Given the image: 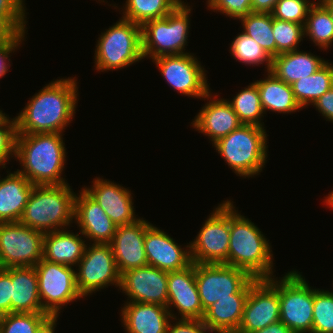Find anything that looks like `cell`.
<instances>
[{
  "instance_id": "cell-50",
  "label": "cell",
  "mask_w": 333,
  "mask_h": 333,
  "mask_svg": "<svg viewBox=\"0 0 333 333\" xmlns=\"http://www.w3.org/2000/svg\"><path fill=\"white\" fill-rule=\"evenodd\" d=\"M253 333H294V332L290 328H288L285 324H283L281 321H278Z\"/></svg>"
},
{
  "instance_id": "cell-51",
  "label": "cell",
  "mask_w": 333,
  "mask_h": 333,
  "mask_svg": "<svg viewBox=\"0 0 333 333\" xmlns=\"http://www.w3.org/2000/svg\"><path fill=\"white\" fill-rule=\"evenodd\" d=\"M330 12L333 20V0H319Z\"/></svg>"
},
{
  "instance_id": "cell-15",
  "label": "cell",
  "mask_w": 333,
  "mask_h": 333,
  "mask_svg": "<svg viewBox=\"0 0 333 333\" xmlns=\"http://www.w3.org/2000/svg\"><path fill=\"white\" fill-rule=\"evenodd\" d=\"M280 321L279 280L255 279L249 289L241 324L236 333H253Z\"/></svg>"
},
{
  "instance_id": "cell-24",
  "label": "cell",
  "mask_w": 333,
  "mask_h": 333,
  "mask_svg": "<svg viewBox=\"0 0 333 333\" xmlns=\"http://www.w3.org/2000/svg\"><path fill=\"white\" fill-rule=\"evenodd\" d=\"M81 232L63 229L44 233L43 257L46 261L76 267L84 255L86 240Z\"/></svg>"
},
{
  "instance_id": "cell-53",
  "label": "cell",
  "mask_w": 333,
  "mask_h": 333,
  "mask_svg": "<svg viewBox=\"0 0 333 333\" xmlns=\"http://www.w3.org/2000/svg\"><path fill=\"white\" fill-rule=\"evenodd\" d=\"M5 268H4V265H3V263H2V260H1V256H0V271H2V270H4Z\"/></svg>"
},
{
  "instance_id": "cell-40",
  "label": "cell",
  "mask_w": 333,
  "mask_h": 333,
  "mask_svg": "<svg viewBox=\"0 0 333 333\" xmlns=\"http://www.w3.org/2000/svg\"><path fill=\"white\" fill-rule=\"evenodd\" d=\"M17 137L16 118H10L4 114L0 118V167L5 165L11 158H15Z\"/></svg>"
},
{
  "instance_id": "cell-20",
  "label": "cell",
  "mask_w": 333,
  "mask_h": 333,
  "mask_svg": "<svg viewBox=\"0 0 333 333\" xmlns=\"http://www.w3.org/2000/svg\"><path fill=\"white\" fill-rule=\"evenodd\" d=\"M151 225L143 217L128 225H119L110 243L120 274L148 265L144 237Z\"/></svg>"
},
{
  "instance_id": "cell-28",
  "label": "cell",
  "mask_w": 333,
  "mask_h": 333,
  "mask_svg": "<svg viewBox=\"0 0 333 333\" xmlns=\"http://www.w3.org/2000/svg\"><path fill=\"white\" fill-rule=\"evenodd\" d=\"M248 294L219 299L204 312L203 322L216 333H236L241 324Z\"/></svg>"
},
{
  "instance_id": "cell-19",
  "label": "cell",
  "mask_w": 333,
  "mask_h": 333,
  "mask_svg": "<svg viewBox=\"0 0 333 333\" xmlns=\"http://www.w3.org/2000/svg\"><path fill=\"white\" fill-rule=\"evenodd\" d=\"M91 187L83 189L100 205L116 226L134 223L136 217L131 189L104 178L96 177Z\"/></svg>"
},
{
  "instance_id": "cell-33",
  "label": "cell",
  "mask_w": 333,
  "mask_h": 333,
  "mask_svg": "<svg viewBox=\"0 0 333 333\" xmlns=\"http://www.w3.org/2000/svg\"><path fill=\"white\" fill-rule=\"evenodd\" d=\"M233 110L238 115L239 121L245 125H256L264 127L260 94L257 84L252 82L244 89L240 90L232 100H228Z\"/></svg>"
},
{
  "instance_id": "cell-8",
  "label": "cell",
  "mask_w": 333,
  "mask_h": 333,
  "mask_svg": "<svg viewBox=\"0 0 333 333\" xmlns=\"http://www.w3.org/2000/svg\"><path fill=\"white\" fill-rule=\"evenodd\" d=\"M280 321L294 333H311L314 289L299 271L279 277Z\"/></svg>"
},
{
  "instance_id": "cell-36",
  "label": "cell",
  "mask_w": 333,
  "mask_h": 333,
  "mask_svg": "<svg viewBox=\"0 0 333 333\" xmlns=\"http://www.w3.org/2000/svg\"><path fill=\"white\" fill-rule=\"evenodd\" d=\"M272 31L276 43V56L299 49L303 41L304 26L272 17Z\"/></svg>"
},
{
  "instance_id": "cell-7",
  "label": "cell",
  "mask_w": 333,
  "mask_h": 333,
  "mask_svg": "<svg viewBox=\"0 0 333 333\" xmlns=\"http://www.w3.org/2000/svg\"><path fill=\"white\" fill-rule=\"evenodd\" d=\"M99 36L94 55L95 70H118L144 59L140 25L121 17Z\"/></svg>"
},
{
  "instance_id": "cell-32",
  "label": "cell",
  "mask_w": 333,
  "mask_h": 333,
  "mask_svg": "<svg viewBox=\"0 0 333 333\" xmlns=\"http://www.w3.org/2000/svg\"><path fill=\"white\" fill-rule=\"evenodd\" d=\"M182 0H126L122 18L140 26L167 16Z\"/></svg>"
},
{
  "instance_id": "cell-22",
  "label": "cell",
  "mask_w": 333,
  "mask_h": 333,
  "mask_svg": "<svg viewBox=\"0 0 333 333\" xmlns=\"http://www.w3.org/2000/svg\"><path fill=\"white\" fill-rule=\"evenodd\" d=\"M75 196L74 223L93 244H110L117 226L100 205L82 188Z\"/></svg>"
},
{
  "instance_id": "cell-54",
  "label": "cell",
  "mask_w": 333,
  "mask_h": 333,
  "mask_svg": "<svg viewBox=\"0 0 333 333\" xmlns=\"http://www.w3.org/2000/svg\"><path fill=\"white\" fill-rule=\"evenodd\" d=\"M3 111L0 109V118L4 115Z\"/></svg>"
},
{
  "instance_id": "cell-46",
  "label": "cell",
  "mask_w": 333,
  "mask_h": 333,
  "mask_svg": "<svg viewBox=\"0 0 333 333\" xmlns=\"http://www.w3.org/2000/svg\"><path fill=\"white\" fill-rule=\"evenodd\" d=\"M313 106L326 118V121L328 120L333 123V86L329 91L319 97L313 103Z\"/></svg>"
},
{
  "instance_id": "cell-9",
  "label": "cell",
  "mask_w": 333,
  "mask_h": 333,
  "mask_svg": "<svg viewBox=\"0 0 333 333\" xmlns=\"http://www.w3.org/2000/svg\"><path fill=\"white\" fill-rule=\"evenodd\" d=\"M195 279L203 310L219 299L232 298V294H249L256 279L243 269L227 264L195 263Z\"/></svg>"
},
{
  "instance_id": "cell-30",
  "label": "cell",
  "mask_w": 333,
  "mask_h": 333,
  "mask_svg": "<svg viewBox=\"0 0 333 333\" xmlns=\"http://www.w3.org/2000/svg\"><path fill=\"white\" fill-rule=\"evenodd\" d=\"M333 86V63L327 62L317 72L291 84L295 99L301 108L313 105Z\"/></svg>"
},
{
  "instance_id": "cell-38",
  "label": "cell",
  "mask_w": 333,
  "mask_h": 333,
  "mask_svg": "<svg viewBox=\"0 0 333 333\" xmlns=\"http://www.w3.org/2000/svg\"><path fill=\"white\" fill-rule=\"evenodd\" d=\"M49 316L46 312H11L0 316V333H35Z\"/></svg>"
},
{
  "instance_id": "cell-13",
  "label": "cell",
  "mask_w": 333,
  "mask_h": 333,
  "mask_svg": "<svg viewBox=\"0 0 333 333\" xmlns=\"http://www.w3.org/2000/svg\"><path fill=\"white\" fill-rule=\"evenodd\" d=\"M44 233L20 222L0 223V256L4 268L34 267L43 257Z\"/></svg>"
},
{
  "instance_id": "cell-29",
  "label": "cell",
  "mask_w": 333,
  "mask_h": 333,
  "mask_svg": "<svg viewBox=\"0 0 333 333\" xmlns=\"http://www.w3.org/2000/svg\"><path fill=\"white\" fill-rule=\"evenodd\" d=\"M260 94L264 114L267 111L291 114L301 110V106L295 99L291 85L277 79L271 72L267 77L255 80Z\"/></svg>"
},
{
  "instance_id": "cell-45",
  "label": "cell",
  "mask_w": 333,
  "mask_h": 333,
  "mask_svg": "<svg viewBox=\"0 0 333 333\" xmlns=\"http://www.w3.org/2000/svg\"><path fill=\"white\" fill-rule=\"evenodd\" d=\"M26 32H21L12 42L0 46V78L9 72L8 69L11 66L10 53L17 51L21 43L25 41ZM9 58V59H8Z\"/></svg>"
},
{
  "instance_id": "cell-31",
  "label": "cell",
  "mask_w": 333,
  "mask_h": 333,
  "mask_svg": "<svg viewBox=\"0 0 333 333\" xmlns=\"http://www.w3.org/2000/svg\"><path fill=\"white\" fill-rule=\"evenodd\" d=\"M322 50L333 44V20L328 9L318 0L310 7L304 25V37Z\"/></svg>"
},
{
  "instance_id": "cell-42",
  "label": "cell",
  "mask_w": 333,
  "mask_h": 333,
  "mask_svg": "<svg viewBox=\"0 0 333 333\" xmlns=\"http://www.w3.org/2000/svg\"><path fill=\"white\" fill-rule=\"evenodd\" d=\"M25 0H0V14L3 15L20 33L27 32Z\"/></svg>"
},
{
  "instance_id": "cell-16",
  "label": "cell",
  "mask_w": 333,
  "mask_h": 333,
  "mask_svg": "<svg viewBox=\"0 0 333 333\" xmlns=\"http://www.w3.org/2000/svg\"><path fill=\"white\" fill-rule=\"evenodd\" d=\"M119 289L128 296L126 302L151 303L167 307V271L150 265L127 270L121 274Z\"/></svg>"
},
{
  "instance_id": "cell-23",
  "label": "cell",
  "mask_w": 333,
  "mask_h": 333,
  "mask_svg": "<svg viewBox=\"0 0 333 333\" xmlns=\"http://www.w3.org/2000/svg\"><path fill=\"white\" fill-rule=\"evenodd\" d=\"M121 309L126 333H167L172 319L168 308L158 304L126 302Z\"/></svg>"
},
{
  "instance_id": "cell-39",
  "label": "cell",
  "mask_w": 333,
  "mask_h": 333,
  "mask_svg": "<svg viewBox=\"0 0 333 333\" xmlns=\"http://www.w3.org/2000/svg\"><path fill=\"white\" fill-rule=\"evenodd\" d=\"M315 0H278L271 15L273 18L305 25L310 7Z\"/></svg>"
},
{
  "instance_id": "cell-6",
  "label": "cell",
  "mask_w": 333,
  "mask_h": 333,
  "mask_svg": "<svg viewBox=\"0 0 333 333\" xmlns=\"http://www.w3.org/2000/svg\"><path fill=\"white\" fill-rule=\"evenodd\" d=\"M191 6L180 2L167 16L145 22L141 26L142 54L144 58L190 53L188 45Z\"/></svg>"
},
{
  "instance_id": "cell-55",
  "label": "cell",
  "mask_w": 333,
  "mask_h": 333,
  "mask_svg": "<svg viewBox=\"0 0 333 333\" xmlns=\"http://www.w3.org/2000/svg\"><path fill=\"white\" fill-rule=\"evenodd\" d=\"M330 294H332L333 295V291L331 290V292H330V290H327Z\"/></svg>"
},
{
  "instance_id": "cell-52",
  "label": "cell",
  "mask_w": 333,
  "mask_h": 333,
  "mask_svg": "<svg viewBox=\"0 0 333 333\" xmlns=\"http://www.w3.org/2000/svg\"><path fill=\"white\" fill-rule=\"evenodd\" d=\"M324 203L328 208L333 209V190L331 191L330 194H328L326 197H324Z\"/></svg>"
},
{
  "instance_id": "cell-14",
  "label": "cell",
  "mask_w": 333,
  "mask_h": 333,
  "mask_svg": "<svg viewBox=\"0 0 333 333\" xmlns=\"http://www.w3.org/2000/svg\"><path fill=\"white\" fill-rule=\"evenodd\" d=\"M152 62L174 91L193 98H203L210 92L204 66L192 53L161 56Z\"/></svg>"
},
{
  "instance_id": "cell-37",
  "label": "cell",
  "mask_w": 333,
  "mask_h": 333,
  "mask_svg": "<svg viewBox=\"0 0 333 333\" xmlns=\"http://www.w3.org/2000/svg\"><path fill=\"white\" fill-rule=\"evenodd\" d=\"M311 333H333V295L327 290L314 288Z\"/></svg>"
},
{
  "instance_id": "cell-3",
  "label": "cell",
  "mask_w": 333,
  "mask_h": 333,
  "mask_svg": "<svg viewBox=\"0 0 333 333\" xmlns=\"http://www.w3.org/2000/svg\"><path fill=\"white\" fill-rule=\"evenodd\" d=\"M269 240L248 218L238 213L230 200V243L227 265L240 268L256 279H269L273 273V251Z\"/></svg>"
},
{
  "instance_id": "cell-26",
  "label": "cell",
  "mask_w": 333,
  "mask_h": 333,
  "mask_svg": "<svg viewBox=\"0 0 333 333\" xmlns=\"http://www.w3.org/2000/svg\"><path fill=\"white\" fill-rule=\"evenodd\" d=\"M319 57L299 49L282 53L272 58L270 72L277 79L291 85L314 74L329 61Z\"/></svg>"
},
{
  "instance_id": "cell-21",
  "label": "cell",
  "mask_w": 333,
  "mask_h": 333,
  "mask_svg": "<svg viewBox=\"0 0 333 333\" xmlns=\"http://www.w3.org/2000/svg\"><path fill=\"white\" fill-rule=\"evenodd\" d=\"M212 96L211 90L202 99L207 100L200 112L192 120V127L207 136L212 144L238 129L242 123L228 99ZM213 98V99H211ZM210 99V100H209ZM209 100V101H208Z\"/></svg>"
},
{
  "instance_id": "cell-43",
  "label": "cell",
  "mask_w": 333,
  "mask_h": 333,
  "mask_svg": "<svg viewBox=\"0 0 333 333\" xmlns=\"http://www.w3.org/2000/svg\"><path fill=\"white\" fill-rule=\"evenodd\" d=\"M173 322H175V323H173ZM167 333H216V332L212 331L203 322L202 319H175V318H172L171 321L169 322V325L167 328Z\"/></svg>"
},
{
  "instance_id": "cell-12",
  "label": "cell",
  "mask_w": 333,
  "mask_h": 333,
  "mask_svg": "<svg viewBox=\"0 0 333 333\" xmlns=\"http://www.w3.org/2000/svg\"><path fill=\"white\" fill-rule=\"evenodd\" d=\"M76 267V285L83 298L110 285L120 287L121 274L110 244H88Z\"/></svg>"
},
{
  "instance_id": "cell-10",
  "label": "cell",
  "mask_w": 333,
  "mask_h": 333,
  "mask_svg": "<svg viewBox=\"0 0 333 333\" xmlns=\"http://www.w3.org/2000/svg\"><path fill=\"white\" fill-rule=\"evenodd\" d=\"M230 243V200H225L204 221L190 252L192 263L227 264Z\"/></svg>"
},
{
  "instance_id": "cell-49",
  "label": "cell",
  "mask_w": 333,
  "mask_h": 333,
  "mask_svg": "<svg viewBox=\"0 0 333 333\" xmlns=\"http://www.w3.org/2000/svg\"><path fill=\"white\" fill-rule=\"evenodd\" d=\"M59 315H49L36 329L35 333H55Z\"/></svg>"
},
{
  "instance_id": "cell-25",
  "label": "cell",
  "mask_w": 333,
  "mask_h": 333,
  "mask_svg": "<svg viewBox=\"0 0 333 333\" xmlns=\"http://www.w3.org/2000/svg\"><path fill=\"white\" fill-rule=\"evenodd\" d=\"M35 185L24 175L14 171L0 176V223L19 222Z\"/></svg>"
},
{
  "instance_id": "cell-35",
  "label": "cell",
  "mask_w": 333,
  "mask_h": 333,
  "mask_svg": "<svg viewBox=\"0 0 333 333\" xmlns=\"http://www.w3.org/2000/svg\"><path fill=\"white\" fill-rule=\"evenodd\" d=\"M230 54L238 62L245 65L259 66L266 64V72H270L272 58L266 51L251 37L245 33L238 34L230 44Z\"/></svg>"
},
{
  "instance_id": "cell-34",
  "label": "cell",
  "mask_w": 333,
  "mask_h": 333,
  "mask_svg": "<svg viewBox=\"0 0 333 333\" xmlns=\"http://www.w3.org/2000/svg\"><path fill=\"white\" fill-rule=\"evenodd\" d=\"M243 33L253 38L271 57L276 56L271 13L251 12L240 19Z\"/></svg>"
},
{
  "instance_id": "cell-44",
  "label": "cell",
  "mask_w": 333,
  "mask_h": 333,
  "mask_svg": "<svg viewBox=\"0 0 333 333\" xmlns=\"http://www.w3.org/2000/svg\"><path fill=\"white\" fill-rule=\"evenodd\" d=\"M11 313V267L0 271V316Z\"/></svg>"
},
{
  "instance_id": "cell-5",
  "label": "cell",
  "mask_w": 333,
  "mask_h": 333,
  "mask_svg": "<svg viewBox=\"0 0 333 333\" xmlns=\"http://www.w3.org/2000/svg\"><path fill=\"white\" fill-rule=\"evenodd\" d=\"M264 128L242 124L212 145L237 176L252 178L264 168L268 158Z\"/></svg>"
},
{
  "instance_id": "cell-18",
  "label": "cell",
  "mask_w": 333,
  "mask_h": 333,
  "mask_svg": "<svg viewBox=\"0 0 333 333\" xmlns=\"http://www.w3.org/2000/svg\"><path fill=\"white\" fill-rule=\"evenodd\" d=\"M144 248L148 265L164 271H178L192 264L190 244L186 249L162 229L151 224L145 232Z\"/></svg>"
},
{
  "instance_id": "cell-1",
  "label": "cell",
  "mask_w": 333,
  "mask_h": 333,
  "mask_svg": "<svg viewBox=\"0 0 333 333\" xmlns=\"http://www.w3.org/2000/svg\"><path fill=\"white\" fill-rule=\"evenodd\" d=\"M76 81V77L59 78L33 95L15 117L17 134L63 133L76 113Z\"/></svg>"
},
{
  "instance_id": "cell-41",
  "label": "cell",
  "mask_w": 333,
  "mask_h": 333,
  "mask_svg": "<svg viewBox=\"0 0 333 333\" xmlns=\"http://www.w3.org/2000/svg\"><path fill=\"white\" fill-rule=\"evenodd\" d=\"M208 9L220 12L235 20L252 12V0H206Z\"/></svg>"
},
{
  "instance_id": "cell-47",
  "label": "cell",
  "mask_w": 333,
  "mask_h": 333,
  "mask_svg": "<svg viewBox=\"0 0 333 333\" xmlns=\"http://www.w3.org/2000/svg\"><path fill=\"white\" fill-rule=\"evenodd\" d=\"M20 32L0 14V46L12 42Z\"/></svg>"
},
{
  "instance_id": "cell-11",
  "label": "cell",
  "mask_w": 333,
  "mask_h": 333,
  "mask_svg": "<svg viewBox=\"0 0 333 333\" xmlns=\"http://www.w3.org/2000/svg\"><path fill=\"white\" fill-rule=\"evenodd\" d=\"M42 309L59 315L62 307L83 298L76 285L74 267L41 259L35 266Z\"/></svg>"
},
{
  "instance_id": "cell-17",
  "label": "cell",
  "mask_w": 333,
  "mask_h": 333,
  "mask_svg": "<svg viewBox=\"0 0 333 333\" xmlns=\"http://www.w3.org/2000/svg\"><path fill=\"white\" fill-rule=\"evenodd\" d=\"M167 308L175 319H203L204 310L195 279V263L185 269L167 272ZM178 310V315L171 307ZM171 308V309H170ZM180 314V317H178Z\"/></svg>"
},
{
  "instance_id": "cell-2",
  "label": "cell",
  "mask_w": 333,
  "mask_h": 333,
  "mask_svg": "<svg viewBox=\"0 0 333 333\" xmlns=\"http://www.w3.org/2000/svg\"><path fill=\"white\" fill-rule=\"evenodd\" d=\"M62 136L63 133L17 134L15 159L21 165L17 172L33 185L66 184L62 177L67 161Z\"/></svg>"
},
{
  "instance_id": "cell-27",
  "label": "cell",
  "mask_w": 333,
  "mask_h": 333,
  "mask_svg": "<svg viewBox=\"0 0 333 333\" xmlns=\"http://www.w3.org/2000/svg\"><path fill=\"white\" fill-rule=\"evenodd\" d=\"M11 312H45L35 267H11Z\"/></svg>"
},
{
  "instance_id": "cell-4",
  "label": "cell",
  "mask_w": 333,
  "mask_h": 333,
  "mask_svg": "<svg viewBox=\"0 0 333 333\" xmlns=\"http://www.w3.org/2000/svg\"><path fill=\"white\" fill-rule=\"evenodd\" d=\"M70 187L68 183L35 185L19 222L43 233L70 227L74 223L76 196Z\"/></svg>"
},
{
  "instance_id": "cell-48",
  "label": "cell",
  "mask_w": 333,
  "mask_h": 333,
  "mask_svg": "<svg viewBox=\"0 0 333 333\" xmlns=\"http://www.w3.org/2000/svg\"><path fill=\"white\" fill-rule=\"evenodd\" d=\"M278 0H252V12L271 13Z\"/></svg>"
}]
</instances>
